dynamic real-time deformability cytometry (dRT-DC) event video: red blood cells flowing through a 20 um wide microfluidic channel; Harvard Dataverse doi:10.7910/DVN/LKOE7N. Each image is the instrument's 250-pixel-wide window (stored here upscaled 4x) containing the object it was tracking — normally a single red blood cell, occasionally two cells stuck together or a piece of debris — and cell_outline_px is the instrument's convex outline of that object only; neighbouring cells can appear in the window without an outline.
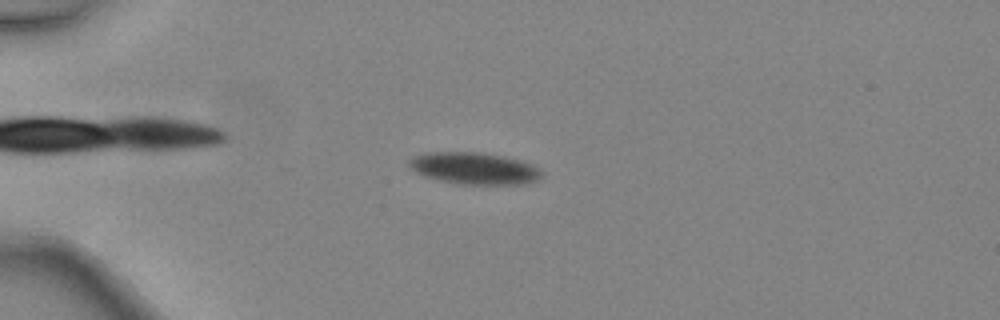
{"species": "common noctule bat (a hibernating species)", "species_latin": "Nyctalus noctula", "temperature_condition": "warm", "stored_images_in_passage": 5, "camera_frame_rate_fps": 3000, "um_per_image_px": 0.085, "animal": {"sex": "female", "body_mass_g": 24.6, "forearm_length_mm": 56.2}, "frame": {"image": 1, "passage_image": 3, "time_ms": 0.667, "image_size_px": [1000, 320], "cell_outline_px": [[544, 176], [540, 180], [528, 184], [460, 184], [440, 180], [416, 172], [408, 164], [408, 160], [412, 156], [424, 152], [476, 152], [504, 156], [524, 160], [540, 168], [544, 172]], "centroid_in_image_um": [40.4, 14.3], "position_along_channel_um": 44.6, "area_um2": 24.97}}
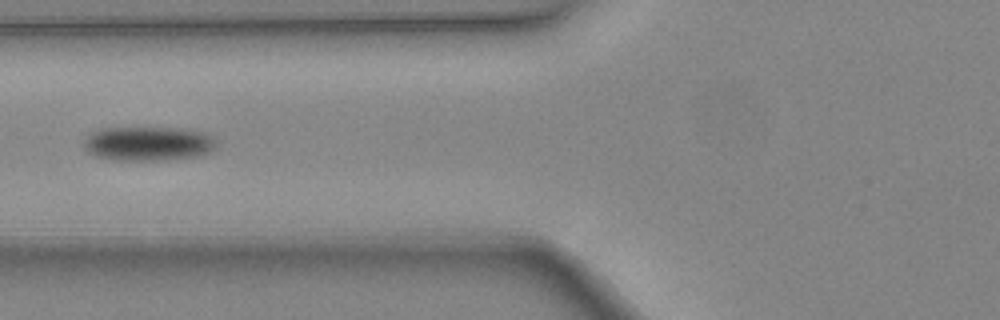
{"frame": {"image": 2, "passage_image": 5, "time_ms": 1.333, "image_size_px": [1000, 320], "cell_outline_px": [[216, 148], [212, 152], [204, 156], [168, 160], [112, 160], [96, 156], [88, 152], [84, 148], [84, 140], [92, 132], [100, 128], [168, 128], [204, 132], [212, 136], [216, 140]], "centroid_in_image_um": [12.64, 12.23], "position_along_channel_um": 113.2, "area_um2": 26.76}}